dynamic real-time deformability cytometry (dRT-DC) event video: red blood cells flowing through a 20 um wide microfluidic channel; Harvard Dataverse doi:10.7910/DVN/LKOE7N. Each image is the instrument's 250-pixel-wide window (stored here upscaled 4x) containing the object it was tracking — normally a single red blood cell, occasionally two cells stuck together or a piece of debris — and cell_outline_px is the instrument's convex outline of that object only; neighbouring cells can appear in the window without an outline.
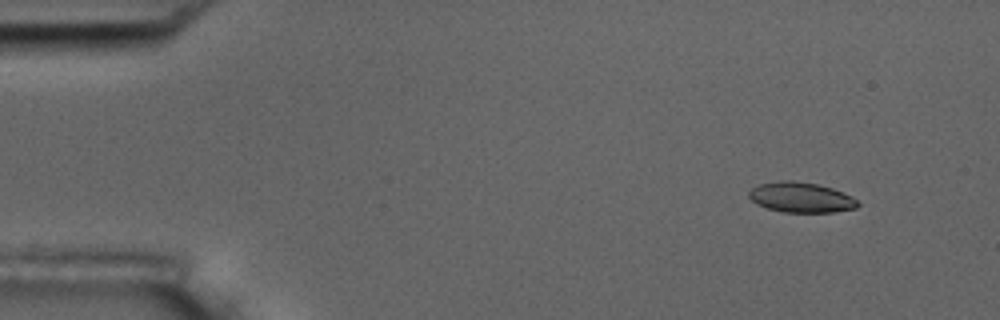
{"species": "common noctule bat (a hibernating species)", "species_latin": "Nyctalus noctula", "temperature_condition": "room temperature", "stored_images_in_passage": 5, "camera_frame_rate_fps": 3000, "um_per_image_px": 0.085, "animal": {"sex": "male", "body_mass_g": 17.5, "forearm_length_mm": 52.3}, "frame": {"image": 1, "passage_image": 2, "time_ms": 0.333, "image_size_px": [1000, 320], "cell_outline_px": [[860, 204], [856, 208], [832, 212], [784, 212], [768, 208], [756, 204], [748, 196], [748, 192], [752, 188], [760, 184], [780, 180], [788, 180], [816, 184], [832, 188], [852, 196]], "centroid_in_image_um": [68.07, 16.78], "position_along_channel_um": 16.9, "area_um2": 19.02}}
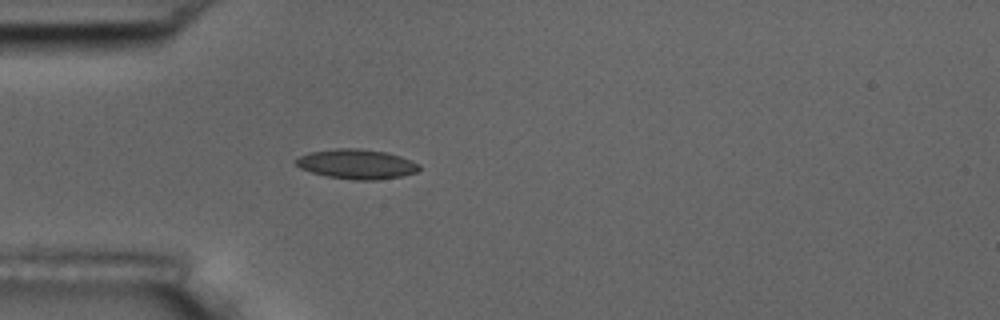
{"frame": {"image": 2, "passage_image": 5, "time_ms": 1.333, "image_size_px": [1000, 320], "cell_outline_px": [[420, 168], [416, 172], [400, 176], [376, 180], [356, 180], [328, 176], [312, 172], [300, 168], [292, 160], [308, 152], [336, 148], [356, 148], [384, 152], [400, 156], [420, 164]], "centroid_in_image_um": [30.28, 13.94], "position_along_channel_um": 54.7, "area_um2": 21.21}}